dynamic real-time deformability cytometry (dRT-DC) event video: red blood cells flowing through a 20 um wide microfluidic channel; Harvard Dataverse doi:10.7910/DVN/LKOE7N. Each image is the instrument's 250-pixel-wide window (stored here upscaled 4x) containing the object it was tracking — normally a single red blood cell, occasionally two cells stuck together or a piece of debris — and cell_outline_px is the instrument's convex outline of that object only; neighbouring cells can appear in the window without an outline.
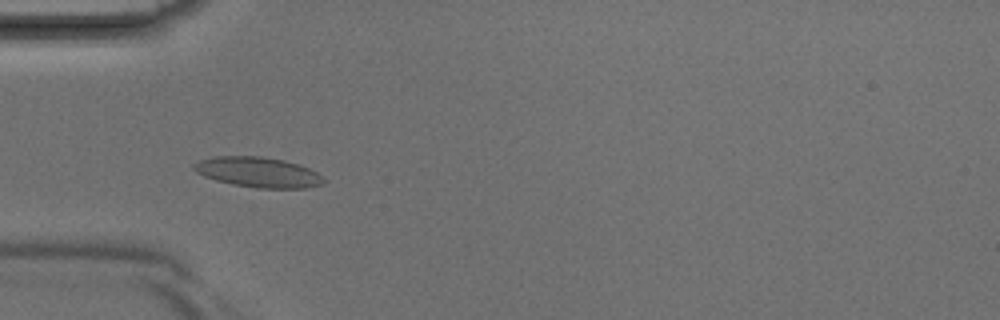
{"species": "Egyptian fruit bat (a non-hibernating species)", "species_latin": "Rousettus aegyptiacus", "temperature_condition": "room temperature", "stored_images_in_passage": 42, "camera_frame_rate_fps": 3000, "um_per_image_px": 0.085, "animal": {"sex": "male"}, "frame": {"image": 1, "passage_image": 13, "time_ms": 4.0, "image_size_px": [1000, 320], "cell_outline_px": [[324, 184], [304, 188], [256, 188], [232, 184], [216, 180], [204, 176], [196, 172], [192, 168], [192, 164], [200, 160], [216, 156], [260, 156], [284, 160], [300, 164], [324, 176]], "centroid_in_image_um": [21.94, 14.64], "position_along_channel_um": 63.1, "area_um2": 22.95}}
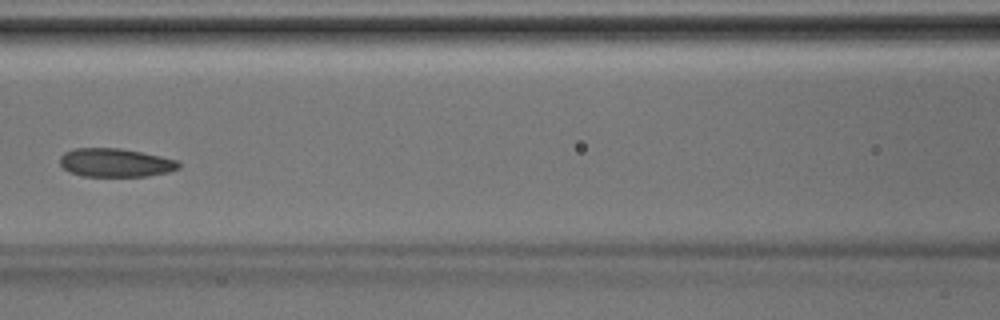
{"frame": {"image": 2, "passage_image": 19, "time_ms": 6.0, "image_size_px": [1000, 320], "cell_outline_px": [[180, 168], [168, 172], [148, 176], [84, 176], [68, 172], [60, 164], [60, 156], [64, 152], [76, 148], [120, 148], [160, 156], [176, 160], [180, 164]], "centroid_in_image_um": [9.79, 13.83], "position_along_channel_um": 156.8, "area_um2": 19.71}}